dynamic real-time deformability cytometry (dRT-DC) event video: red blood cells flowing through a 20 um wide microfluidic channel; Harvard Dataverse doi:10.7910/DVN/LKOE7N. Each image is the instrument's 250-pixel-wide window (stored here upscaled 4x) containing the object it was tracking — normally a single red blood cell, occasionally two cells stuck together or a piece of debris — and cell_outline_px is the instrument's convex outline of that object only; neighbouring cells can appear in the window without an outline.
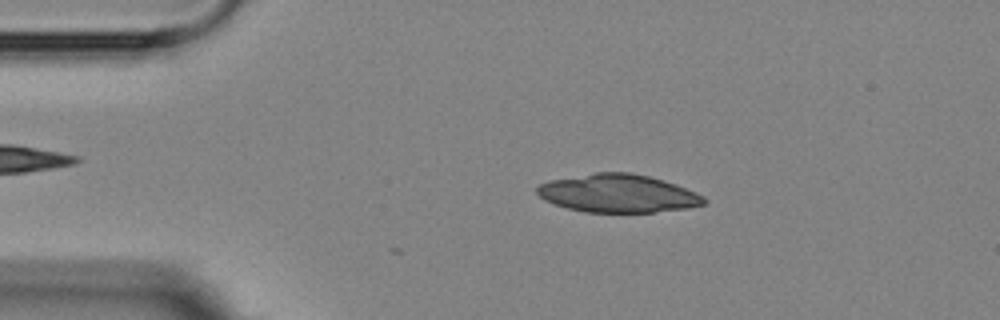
{"species": "Egyptian fruit bat (a non-hibernating species)", "species_latin": "Rousettus aegyptiacus", "temperature_condition": "room temperature", "stored_images_in_passage": 2, "camera_frame_rate_fps": 3000, "um_per_image_px": 0.085, "animal": {"sex": "female"}, "frame": {"image": 1, "passage_image": 2, "time_ms": 1.0, "image_size_px": [1000, 320], "cell_outline_px": [[708, 200], [704, 204], [688, 208], [652, 212], [584, 212], [568, 208], [544, 200], [536, 192], [536, 188], [540, 184], [548, 180], [596, 172], [632, 172], [664, 180], [676, 184], [704, 196]], "centroid_in_image_um": [52.53, 16.43], "position_along_channel_um": 32.5, "area_um2": 37.11}}